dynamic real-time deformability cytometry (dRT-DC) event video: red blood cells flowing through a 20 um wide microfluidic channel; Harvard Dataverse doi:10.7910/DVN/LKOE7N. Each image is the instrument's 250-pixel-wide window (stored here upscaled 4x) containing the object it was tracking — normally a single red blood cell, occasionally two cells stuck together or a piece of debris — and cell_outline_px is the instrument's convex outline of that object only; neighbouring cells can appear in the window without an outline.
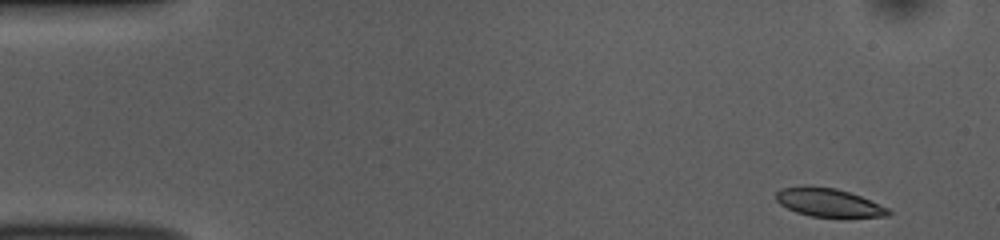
{"species": "common noctule bat (a hibernating species)", "species_latin": "Nyctalus noctula", "temperature_condition": "room temperature", "stored_images_in_passage": 49, "camera_frame_rate_fps": 3000, "um_per_image_px": 0.085, "animal": {"sex": "female", "body_mass_g": 10.0, "forearm_length_mm": 53.1}, "frame": {"image": 1, "passage_image": 1, "time_ms": 0.0, "image_size_px": [1000, 240], "cell_outline_px": [[892, 212], [888, 216], [812, 216], [796, 212], [780, 204], [776, 200], [776, 192], [780, 188], [804, 184], [808, 184], [836, 188], [860, 196], [888, 208]], "centroid_in_image_um": [70.36, 17.17], "position_along_channel_um": 14.6, "area_um2": 18.5}}
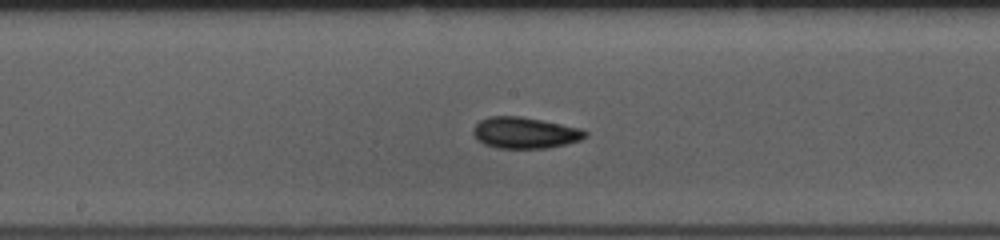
{"frame": {"image": 2, "passage_image": 24, "time_ms": 7.667, "image_size_px": [1000, 240], "cell_outline_px": [[588, 136], [580, 140], [548, 148], [496, 148], [484, 144], [476, 140], [472, 132], [472, 128], [480, 120], [488, 116], [520, 116], [580, 128], [588, 132]], "centroid_in_image_um": [44.57, 11.29], "position_along_channel_um": 203.6, "area_um2": 20.46}}
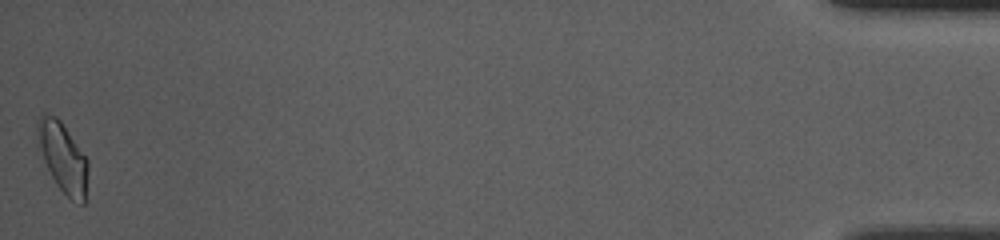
{"frame": {"image": 3, "passage_image": 49, "time_ms": 16.0, "image_size_px": [1000, 240], "cell_outline_px": [[88, 168], [84, 204], [80, 204], [72, 200], [56, 184], [36, 148], [36, 124], [40, 116], [44, 112], [56, 116], [60, 120], [88, 160]], "centroid_in_image_um": [5.29, 13.34], "position_along_channel_um": 429.9, "area_um2": 20.75}, "authors_computed_cell_mechanics": {"area_um2": 19.4208, "velocity_mm_per_s": 3.8422, "shape_relaxation_time_tau1_ms": 2.0254, "shape_relaxation_time_tau2_ms": 1.8902, "deformation_change_tau1": 0.1135, "deformation_change_tau2": 0.0825}}